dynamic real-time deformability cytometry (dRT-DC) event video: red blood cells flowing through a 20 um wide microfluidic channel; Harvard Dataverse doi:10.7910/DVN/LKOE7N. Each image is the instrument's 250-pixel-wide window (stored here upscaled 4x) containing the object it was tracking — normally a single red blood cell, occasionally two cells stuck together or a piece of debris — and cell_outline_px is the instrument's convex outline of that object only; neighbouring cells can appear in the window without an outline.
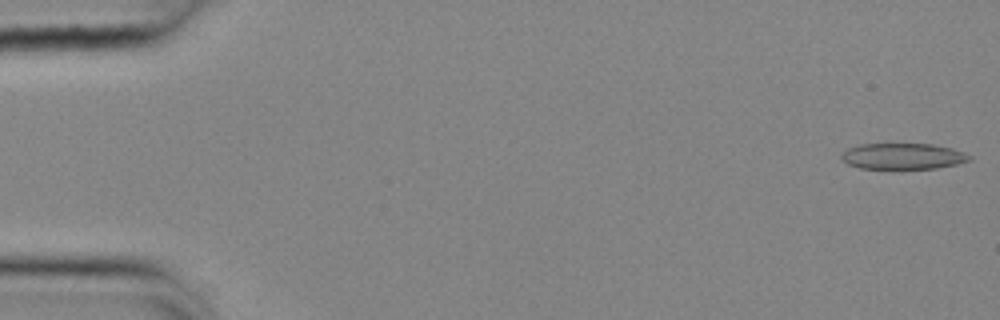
{"species": "common noctule bat (a hibernating species)", "species_latin": "Nyctalus noctula", "temperature_condition": "cold", "stored_images_in_passage": 54, "camera_frame_rate_fps": 3000, "um_per_image_px": 0.085, "animal": {"sex": "female", "body_mass_g": 25.1}, "frame": {"image": 1, "passage_image": 1, "time_ms": 0.0, "image_size_px": [1000, 320], "cell_outline_px": [[972, 160], [956, 164], [936, 168], [860, 168], [848, 164], [840, 156], [848, 148], [860, 144], [932, 144], [952, 148], [964, 152], [972, 156]], "centroid_in_image_um": [76.78, 13.27], "position_along_channel_um": 8.2, "area_um2": 19.25}}
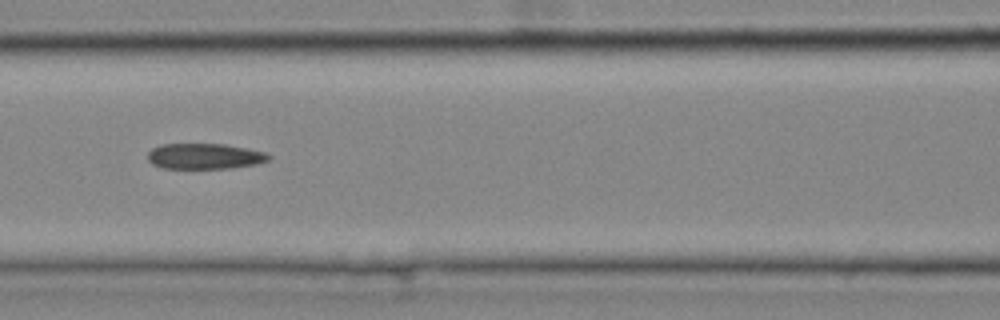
{"frame": {"image": 2, "passage_image": 24, "time_ms": 7.667, "image_size_px": [1000, 320], "cell_outline_px": [[272, 160], [256, 164], [232, 168], [160, 168], [152, 164], [148, 160], [148, 152], [152, 148], [160, 144], [224, 144], [248, 148], [264, 152], [272, 156]], "centroid_in_image_um": [17.41, 13.28], "position_along_channel_um": 149.2, "area_um2": 18.26}}
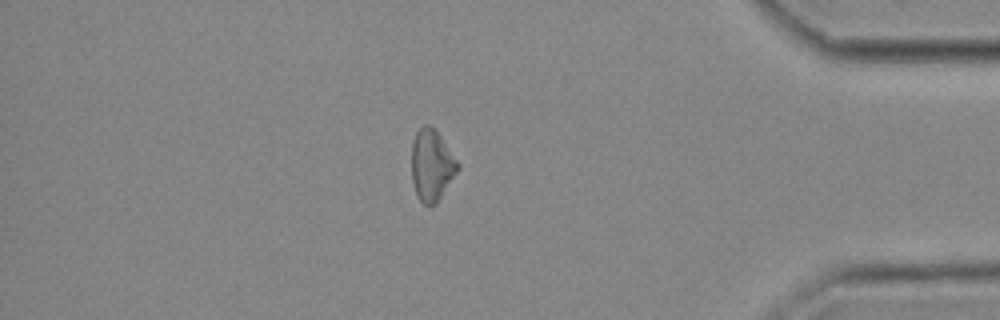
{"frame": {"image": 3, "passage_image": 47, "time_ms": 15.333, "image_size_px": [1000, 320], "cell_outline_px": [[460, 168], [436, 204], [424, 204], [416, 196], [412, 180], [412, 144], [416, 132], [424, 124], [432, 124], [460, 164]], "centroid_in_image_um": [36.7, 14.02], "position_along_channel_um": 398.5, "area_um2": 19.25}, "authors_computed_cell_mechanics": {"area_um2": 19.2185, "velocity_mm_per_s": 3.6835, "shape_relaxation_time_tau1_ms": null, "shape_relaxation_time_tau2_ms": 6.8512, "deformation_change_tau1": null, "deformation_change_tau2": 0.1439}}